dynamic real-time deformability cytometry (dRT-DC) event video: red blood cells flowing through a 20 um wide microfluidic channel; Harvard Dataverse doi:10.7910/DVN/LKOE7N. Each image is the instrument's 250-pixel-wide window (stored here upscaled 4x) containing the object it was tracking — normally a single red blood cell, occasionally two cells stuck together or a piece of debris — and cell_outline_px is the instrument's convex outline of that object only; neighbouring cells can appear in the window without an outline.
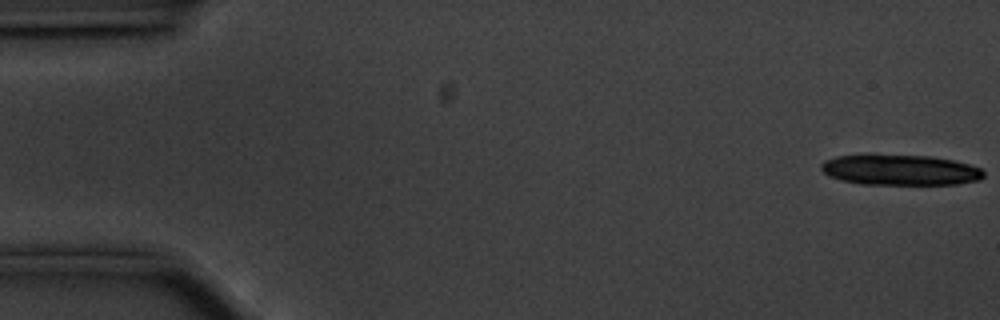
{"species": "common noctule bat (a hibernating species)", "species_latin": "Nyctalus noctula", "temperature_condition": "cold", "stored_images_in_passage": 14, "camera_frame_rate_fps": 3000, "um_per_image_px": 0.085, "animal": {"sex": "male", "body_mass_g": 20.1, "forearm_length_mm": 53.5}, "frame": {"image": 1, "passage_image": 1, "time_ms": 0.0, "image_size_px": [1000, 320], "cell_outline_px": [[984, 176], [980, 180], [956, 184], [860, 184], [840, 180], [828, 176], [820, 168], [820, 164], [824, 160], [836, 156], [872, 152], [932, 156], [952, 160], [968, 164], [980, 168], [984, 172]], "centroid_in_image_um": [76.43, 14.4], "position_along_channel_um": 8.6, "area_um2": 29.94}}